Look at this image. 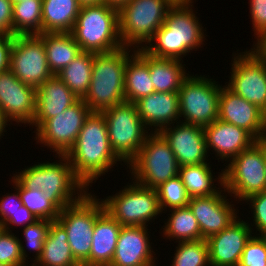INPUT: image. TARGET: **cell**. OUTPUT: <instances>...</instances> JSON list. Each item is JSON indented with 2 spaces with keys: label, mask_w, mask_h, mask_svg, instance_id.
Wrapping results in <instances>:
<instances>
[{
  "label": "cell",
  "mask_w": 266,
  "mask_h": 266,
  "mask_svg": "<svg viewBox=\"0 0 266 266\" xmlns=\"http://www.w3.org/2000/svg\"><path fill=\"white\" fill-rule=\"evenodd\" d=\"M191 7H194L192 2L174 3L169 8L164 24L149 40V46L145 45L142 49L157 58L182 60L181 57L186 53L202 47L206 36Z\"/></svg>",
  "instance_id": "obj_2"
},
{
  "label": "cell",
  "mask_w": 266,
  "mask_h": 266,
  "mask_svg": "<svg viewBox=\"0 0 266 266\" xmlns=\"http://www.w3.org/2000/svg\"><path fill=\"white\" fill-rule=\"evenodd\" d=\"M222 191L210 196L190 198L188 206L198 222L201 239L207 240L220 233L239 218L234 205L227 201V195H223Z\"/></svg>",
  "instance_id": "obj_17"
},
{
  "label": "cell",
  "mask_w": 266,
  "mask_h": 266,
  "mask_svg": "<svg viewBox=\"0 0 266 266\" xmlns=\"http://www.w3.org/2000/svg\"><path fill=\"white\" fill-rule=\"evenodd\" d=\"M128 1L129 0H104V3L119 9L123 4L127 3Z\"/></svg>",
  "instance_id": "obj_49"
},
{
  "label": "cell",
  "mask_w": 266,
  "mask_h": 266,
  "mask_svg": "<svg viewBox=\"0 0 266 266\" xmlns=\"http://www.w3.org/2000/svg\"><path fill=\"white\" fill-rule=\"evenodd\" d=\"M13 185L20 193L23 205L33 213L37 219H47L55 221L59 215L60 209L50 201L46 195L39 189L25 188L14 176H12Z\"/></svg>",
  "instance_id": "obj_35"
},
{
  "label": "cell",
  "mask_w": 266,
  "mask_h": 266,
  "mask_svg": "<svg viewBox=\"0 0 266 266\" xmlns=\"http://www.w3.org/2000/svg\"><path fill=\"white\" fill-rule=\"evenodd\" d=\"M170 217L163 228V235L170 240L195 241L201 239V231L189 206L170 209Z\"/></svg>",
  "instance_id": "obj_34"
},
{
  "label": "cell",
  "mask_w": 266,
  "mask_h": 266,
  "mask_svg": "<svg viewBox=\"0 0 266 266\" xmlns=\"http://www.w3.org/2000/svg\"><path fill=\"white\" fill-rule=\"evenodd\" d=\"M254 34L266 30V0H249Z\"/></svg>",
  "instance_id": "obj_43"
},
{
  "label": "cell",
  "mask_w": 266,
  "mask_h": 266,
  "mask_svg": "<svg viewBox=\"0 0 266 266\" xmlns=\"http://www.w3.org/2000/svg\"><path fill=\"white\" fill-rule=\"evenodd\" d=\"M174 3H178V2H194L193 0H172Z\"/></svg>",
  "instance_id": "obj_52"
},
{
  "label": "cell",
  "mask_w": 266,
  "mask_h": 266,
  "mask_svg": "<svg viewBox=\"0 0 266 266\" xmlns=\"http://www.w3.org/2000/svg\"><path fill=\"white\" fill-rule=\"evenodd\" d=\"M0 33L13 36V4L10 0H0Z\"/></svg>",
  "instance_id": "obj_44"
},
{
  "label": "cell",
  "mask_w": 266,
  "mask_h": 266,
  "mask_svg": "<svg viewBox=\"0 0 266 266\" xmlns=\"http://www.w3.org/2000/svg\"><path fill=\"white\" fill-rule=\"evenodd\" d=\"M94 53L82 51L57 76L78 97L83 99L88 92L92 76Z\"/></svg>",
  "instance_id": "obj_31"
},
{
  "label": "cell",
  "mask_w": 266,
  "mask_h": 266,
  "mask_svg": "<svg viewBox=\"0 0 266 266\" xmlns=\"http://www.w3.org/2000/svg\"><path fill=\"white\" fill-rule=\"evenodd\" d=\"M7 122H9L5 116L3 115V112L0 109V139L3 135V132H6L5 127L8 125Z\"/></svg>",
  "instance_id": "obj_48"
},
{
  "label": "cell",
  "mask_w": 266,
  "mask_h": 266,
  "mask_svg": "<svg viewBox=\"0 0 266 266\" xmlns=\"http://www.w3.org/2000/svg\"><path fill=\"white\" fill-rule=\"evenodd\" d=\"M257 42L253 43L254 48L250 49L260 60L266 63V30L257 35Z\"/></svg>",
  "instance_id": "obj_47"
},
{
  "label": "cell",
  "mask_w": 266,
  "mask_h": 266,
  "mask_svg": "<svg viewBox=\"0 0 266 266\" xmlns=\"http://www.w3.org/2000/svg\"><path fill=\"white\" fill-rule=\"evenodd\" d=\"M238 266H266V236H252L247 242Z\"/></svg>",
  "instance_id": "obj_40"
},
{
  "label": "cell",
  "mask_w": 266,
  "mask_h": 266,
  "mask_svg": "<svg viewBox=\"0 0 266 266\" xmlns=\"http://www.w3.org/2000/svg\"><path fill=\"white\" fill-rule=\"evenodd\" d=\"M250 224L236 219L220 233L207 239L211 266H238L243 250L251 239Z\"/></svg>",
  "instance_id": "obj_19"
},
{
  "label": "cell",
  "mask_w": 266,
  "mask_h": 266,
  "mask_svg": "<svg viewBox=\"0 0 266 266\" xmlns=\"http://www.w3.org/2000/svg\"><path fill=\"white\" fill-rule=\"evenodd\" d=\"M5 231V226L0 222V236Z\"/></svg>",
  "instance_id": "obj_53"
},
{
  "label": "cell",
  "mask_w": 266,
  "mask_h": 266,
  "mask_svg": "<svg viewBox=\"0 0 266 266\" xmlns=\"http://www.w3.org/2000/svg\"><path fill=\"white\" fill-rule=\"evenodd\" d=\"M129 48L122 46L111 52L94 53L91 82L82 99L92 112H102L125 101L124 80Z\"/></svg>",
  "instance_id": "obj_4"
},
{
  "label": "cell",
  "mask_w": 266,
  "mask_h": 266,
  "mask_svg": "<svg viewBox=\"0 0 266 266\" xmlns=\"http://www.w3.org/2000/svg\"><path fill=\"white\" fill-rule=\"evenodd\" d=\"M148 135L138 155L129 163L132 180L135 182L156 189L162 183L173 178L179 173V165L176 157L159 132ZM151 135V136H150Z\"/></svg>",
  "instance_id": "obj_10"
},
{
  "label": "cell",
  "mask_w": 266,
  "mask_h": 266,
  "mask_svg": "<svg viewBox=\"0 0 266 266\" xmlns=\"http://www.w3.org/2000/svg\"><path fill=\"white\" fill-rule=\"evenodd\" d=\"M207 151L213 149L218 159L232 160L257 140L245 129L220 119L203 127ZM226 158V159H225Z\"/></svg>",
  "instance_id": "obj_21"
},
{
  "label": "cell",
  "mask_w": 266,
  "mask_h": 266,
  "mask_svg": "<svg viewBox=\"0 0 266 266\" xmlns=\"http://www.w3.org/2000/svg\"><path fill=\"white\" fill-rule=\"evenodd\" d=\"M36 220L38 219L33 215V213L23 205L3 225L5 226V231L12 232L9 228L10 226L15 224L20 227L21 225L22 227H26L27 225L33 224Z\"/></svg>",
  "instance_id": "obj_45"
},
{
  "label": "cell",
  "mask_w": 266,
  "mask_h": 266,
  "mask_svg": "<svg viewBox=\"0 0 266 266\" xmlns=\"http://www.w3.org/2000/svg\"><path fill=\"white\" fill-rule=\"evenodd\" d=\"M80 8L78 0H42V33L72 32Z\"/></svg>",
  "instance_id": "obj_29"
},
{
  "label": "cell",
  "mask_w": 266,
  "mask_h": 266,
  "mask_svg": "<svg viewBox=\"0 0 266 266\" xmlns=\"http://www.w3.org/2000/svg\"><path fill=\"white\" fill-rule=\"evenodd\" d=\"M81 6L83 5H91V4H99L104 2V0H78Z\"/></svg>",
  "instance_id": "obj_50"
},
{
  "label": "cell",
  "mask_w": 266,
  "mask_h": 266,
  "mask_svg": "<svg viewBox=\"0 0 266 266\" xmlns=\"http://www.w3.org/2000/svg\"><path fill=\"white\" fill-rule=\"evenodd\" d=\"M11 2H12V4H16V3H18V2H22V1H24V0H10Z\"/></svg>",
  "instance_id": "obj_55"
},
{
  "label": "cell",
  "mask_w": 266,
  "mask_h": 266,
  "mask_svg": "<svg viewBox=\"0 0 266 266\" xmlns=\"http://www.w3.org/2000/svg\"><path fill=\"white\" fill-rule=\"evenodd\" d=\"M265 161L266 141H256L230 161L219 174L218 182L239 201L261 193L266 190Z\"/></svg>",
  "instance_id": "obj_6"
},
{
  "label": "cell",
  "mask_w": 266,
  "mask_h": 266,
  "mask_svg": "<svg viewBox=\"0 0 266 266\" xmlns=\"http://www.w3.org/2000/svg\"><path fill=\"white\" fill-rule=\"evenodd\" d=\"M211 167L209 164H195L180 166L179 173L182 183L190 197L210 196L216 194L221 188L214 186ZM217 188V189H216Z\"/></svg>",
  "instance_id": "obj_33"
},
{
  "label": "cell",
  "mask_w": 266,
  "mask_h": 266,
  "mask_svg": "<svg viewBox=\"0 0 266 266\" xmlns=\"http://www.w3.org/2000/svg\"><path fill=\"white\" fill-rule=\"evenodd\" d=\"M218 119L245 129L257 141L264 140V112L226 86L219 95Z\"/></svg>",
  "instance_id": "obj_20"
},
{
  "label": "cell",
  "mask_w": 266,
  "mask_h": 266,
  "mask_svg": "<svg viewBox=\"0 0 266 266\" xmlns=\"http://www.w3.org/2000/svg\"><path fill=\"white\" fill-rule=\"evenodd\" d=\"M32 266H81L72 255L65 229L56 220L51 222L42 254Z\"/></svg>",
  "instance_id": "obj_28"
},
{
  "label": "cell",
  "mask_w": 266,
  "mask_h": 266,
  "mask_svg": "<svg viewBox=\"0 0 266 266\" xmlns=\"http://www.w3.org/2000/svg\"><path fill=\"white\" fill-rule=\"evenodd\" d=\"M171 266H210L207 240L178 242Z\"/></svg>",
  "instance_id": "obj_36"
},
{
  "label": "cell",
  "mask_w": 266,
  "mask_h": 266,
  "mask_svg": "<svg viewBox=\"0 0 266 266\" xmlns=\"http://www.w3.org/2000/svg\"><path fill=\"white\" fill-rule=\"evenodd\" d=\"M96 197L87 192L78 202L61 209L56 219L65 229L72 255L81 266H90L93 229L105 211L103 202Z\"/></svg>",
  "instance_id": "obj_7"
},
{
  "label": "cell",
  "mask_w": 266,
  "mask_h": 266,
  "mask_svg": "<svg viewBox=\"0 0 266 266\" xmlns=\"http://www.w3.org/2000/svg\"><path fill=\"white\" fill-rule=\"evenodd\" d=\"M156 192L161 212L167 211L165 210L167 207L170 209L186 207L191 198L179 175L162 183L156 188Z\"/></svg>",
  "instance_id": "obj_37"
},
{
  "label": "cell",
  "mask_w": 266,
  "mask_h": 266,
  "mask_svg": "<svg viewBox=\"0 0 266 266\" xmlns=\"http://www.w3.org/2000/svg\"><path fill=\"white\" fill-rule=\"evenodd\" d=\"M0 109L9 122L30 126L36 114V88L21 82L10 69L1 72Z\"/></svg>",
  "instance_id": "obj_16"
},
{
  "label": "cell",
  "mask_w": 266,
  "mask_h": 266,
  "mask_svg": "<svg viewBox=\"0 0 266 266\" xmlns=\"http://www.w3.org/2000/svg\"><path fill=\"white\" fill-rule=\"evenodd\" d=\"M122 226L104 211L95 222L90 251V266H109L115 254Z\"/></svg>",
  "instance_id": "obj_25"
},
{
  "label": "cell",
  "mask_w": 266,
  "mask_h": 266,
  "mask_svg": "<svg viewBox=\"0 0 266 266\" xmlns=\"http://www.w3.org/2000/svg\"><path fill=\"white\" fill-rule=\"evenodd\" d=\"M159 133L171 147L179 167L207 162L208 151L203 127L183 122L180 124L178 121L174 128L169 125Z\"/></svg>",
  "instance_id": "obj_18"
},
{
  "label": "cell",
  "mask_w": 266,
  "mask_h": 266,
  "mask_svg": "<svg viewBox=\"0 0 266 266\" xmlns=\"http://www.w3.org/2000/svg\"><path fill=\"white\" fill-rule=\"evenodd\" d=\"M102 113L113 152L121 161L129 164L138 155L150 128L147 129L143 123L135 103L124 101Z\"/></svg>",
  "instance_id": "obj_9"
},
{
  "label": "cell",
  "mask_w": 266,
  "mask_h": 266,
  "mask_svg": "<svg viewBox=\"0 0 266 266\" xmlns=\"http://www.w3.org/2000/svg\"><path fill=\"white\" fill-rule=\"evenodd\" d=\"M173 4L172 0H129L123 4L118 9L119 35L123 46L139 49L144 46L142 43L148 44L164 24Z\"/></svg>",
  "instance_id": "obj_8"
},
{
  "label": "cell",
  "mask_w": 266,
  "mask_h": 266,
  "mask_svg": "<svg viewBox=\"0 0 266 266\" xmlns=\"http://www.w3.org/2000/svg\"><path fill=\"white\" fill-rule=\"evenodd\" d=\"M9 69L21 82L34 88L53 76L44 43L37 35L13 37Z\"/></svg>",
  "instance_id": "obj_13"
},
{
  "label": "cell",
  "mask_w": 266,
  "mask_h": 266,
  "mask_svg": "<svg viewBox=\"0 0 266 266\" xmlns=\"http://www.w3.org/2000/svg\"><path fill=\"white\" fill-rule=\"evenodd\" d=\"M13 36L0 33V73L9 70Z\"/></svg>",
  "instance_id": "obj_46"
},
{
  "label": "cell",
  "mask_w": 266,
  "mask_h": 266,
  "mask_svg": "<svg viewBox=\"0 0 266 266\" xmlns=\"http://www.w3.org/2000/svg\"><path fill=\"white\" fill-rule=\"evenodd\" d=\"M75 175L88 188L121 160L113 152L102 112H91L85 119L74 145L65 154Z\"/></svg>",
  "instance_id": "obj_1"
},
{
  "label": "cell",
  "mask_w": 266,
  "mask_h": 266,
  "mask_svg": "<svg viewBox=\"0 0 266 266\" xmlns=\"http://www.w3.org/2000/svg\"><path fill=\"white\" fill-rule=\"evenodd\" d=\"M141 266H155V263L154 262H150V263H146V264L141 265Z\"/></svg>",
  "instance_id": "obj_54"
},
{
  "label": "cell",
  "mask_w": 266,
  "mask_h": 266,
  "mask_svg": "<svg viewBox=\"0 0 266 266\" xmlns=\"http://www.w3.org/2000/svg\"><path fill=\"white\" fill-rule=\"evenodd\" d=\"M244 201L250 202L252 207L253 222L260 234L266 236V190L249 196Z\"/></svg>",
  "instance_id": "obj_41"
},
{
  "label": "cell",
  "mask_w": 266,
  "mask_h": 266,
  "mask_svg": "<svg viewBox=\"0 0 266 266\" xmlns=\"http://www.w3.org/2000/svg\"><path fill=\"white\" fill-rule=\"evenodd\" d=\"M138 114L147 128L159 132L180 118L178 92H153L135 102ZM149 126V127H148Z\"/></svg>",
  "instance_id": "obj_24"
},
{
  "label": "cell",
  "mask_w": 266,
  "mask_h": 266,
  "mask_svg": "<svg viewBox=\"0 0 266 266\" xmlns=\"http://www.w3.org/2000/svg\"><path fill=\"white\" fill-rule=\"evenodd\" d=\"M16 189V193L12 195L7 194L0 198V222L4 224L12 215H14L20 207L23 206L19 190Z\"/></svg>",
  "instance_id": "obj_42"
},
{
  "label": "cell",
  "mask_w": 266,
  "mask_h": 266,
  "mask_svg": "<svg viewBox=\"0 0 266 266\" xmlns=\"http://www.w3.org/2000/svg\"><path fill=\"white\" fill-rule=\"evenodd\" d=\"M92 111L79 99L64 112L48 119L37 131L36 140L52 152L65 155L74 145L85 119ZM40 140V141H39Z\"/></svg>",
  "instance_id": "obj_15"
},
{
  "label": "cell",
  "mask_w": 266,
  "mask_h": 266,
  "mask_svg": "<svg viewBox=\"0 0 266 266\" xmlns=\"http://www.w3.org/2000/svg\"><path fill=\"white\" fill-rule=\"evenodd\" d=\"M78 100L66 84L53 75L36 88V114L31 126H35L37 131L48 119L64 112Z\"/></svg>",
  "instance_id": "obj_23"
},
{
  "label": "cell",
  "mask_w": 266,
  "mask_h": 266,
  "mask_svg": "<svg viewBox=\"0 0 266 266\" xmlns=\"http://www.w3.org/2000/svg\"><path fill=\"white\" fill-rule=\"evenodd\" d=\"M0 266H9V265H6V264H3V263H0Z\"/></svg>",
  "instance_id": "obj_56"
},
{
  "label": "cell",
  "mask_w": 266,
  "mask_h": 266,
  "mask_svg": "<svg viewBox=\"0 0 266 266\" xmlns=\"http://www.w3.org/2000/svg\"><path fill=\"white\" fill-rule=\"evenodd\" d=\"M58 158L59 163H38L16 172L14 177L25 188L42 191L61 210L78 202L89 189L75 175L69 159L65 155Z\"/></svg>",
  "instance_id": "obj_3"
},
{
  "label": "cell",
  "mask_w": 266,
  "mask_h": 266,
  "mask_svg": "<svg viewBox=\"0 0 266 266\" xmlns=\"http://www.w3.org/2000/svg\"><path fill=\"white\" fill-rule=\"evenodd\" d=\"M26 249L14 233L4 231L0 236V263L9 266H26Z\"/></svg>",
  "instance_id": "obj_38"
},
{
  "label": "cell",
  "mask_w": 266,
  "mask_h": 266,
  "mask_svg": "<svg viewBox=\"0 0 266 266\" xmlns=\"http://www.w3.org/2000/svg\"><path fill=\"white\" fill-rule=\"evenodd\" d=\"M204 76L188 75L178 90L183 123L205 127L218 119L221 86Z\"/></svg>",
  "instance_id": "obj_12"
},
{
  "label": "cell",
  "mask_w": 266,
  "mask_h": 266,
  "mask_svg": "<svg viewBox=\"0 0 266 266\" xmlns=\"http://www.w3.org/2000/svg\"><path fill=\"white\" fill-rule=\"evenodd\" d=\"M133 52L127 59L124 80L125 101L131 103L155 92L147 65V53L142 48L133 49Z\"/></svg>",
  "instance_id": "obj_26"
},
{
  "label": "cell",
  "mask_w": 266,
  "mask_h": 266,
  "mask_svg": "<svg viewBox=\"0 0 266 266\" xmlns=\"http://www.w3.org/2000/svg\"><path fill=\"white\" fill-rule=\"evenodd\" d=\"M42 33V0L13 4V37Z\"/></svg>",
  "instance_id": "obj_32"
},
{
  "label": "cell",
  "mask_w": 266,
  "mask_h": 266,
  "mask_svg": "<svg viewBox=\"0 0 266 266\" xmlns=\"http://www.w3.org/2000/svg\"><path fill=\"white\" fill-rule=\"evenodd\" d=\"M37 36L44 43L53 75H57L82 52L71 32L41 33Z\"/></svg>",
  "instance_id": "obj_27"
},
{
  "label": "cell",
  "mask_w": 266,
  "mask_h": 266,
  "mask_svg": "<svg viewBox=\"0 0 266 266\" xmlns=\"http://www.w3.org/2000/svg\"><path fill=\"white\" fill-rule=\"evenodd\" d=\"M234 56L226 87L265 112L266 63L250 50Z\"/></svg>",
  "instance_id": "obj_14"
},
{
  "label": "cell",
  "mask_w": 266,
  "mask_h": 266,
  "mask_svg": "<svg viewBox=\"0 0 266 266\" xmlns=\"http://www.w3.org/2000/svg\"><path fill=\"white\" fill-rule=\"evenodd\" d=\"M147 226H122L109 266H141L155 262Z\"/></svg>",
  "instance_id": "obj_22"
},
{
  "label": "cell",
  "mask_w": 266,
  "mask_h": 266,
  "mask_svg": "<svg viewBox=\"0 0 266 266\" xmlns=\"http://www.w3.org/2000/svg\"><path fill=\"white\" fill-rule=\"evenodd\" d=\"M181 60L157 58L147 54V65L155 92H178L186 73Z\"/></svg>",
  "instance_id": "obj_30"
},
{
  "label": "cell",
  "mask_w": 266,
  "mask_h": 266,
  "mask_svg": "<svg viewBox=\"0 0 266 266\" xmlns=\"http://www.w3.org/2000/svg\"><path fill=\"white\" fill-rule=\"evenodd\" d=\"M51 222L52 221L47 219H38L33 224L23 228L24 241L27 243L26 246H28L33 253L36 252L34 263H32L31 266L37 262L42 254L44 241Z\"/></svg>",
  "instance_id": "obj_39"
},
{
  "label": "cell",
  "mask_w": 266,
  "mask_h": 266,
  "mask_svg": "<svg viewBox=\"0 0 266 266\" xmlns=\"http://www.w3.org/2000/svg\"><path fill=\"white\" fill-rule=\"evenodd\" d=\"M264 141H266V111L264 112Z\"/></svg>",
  "instance_id": "obj_51"
},
{
  "label": "cell",
  "mask_w": 266,
  "mask_h": 266,
  "mask_svg": "<svg viewBox=\"0 0 266 266\" xmlns=\"http://www.w3.org/2000/svg\"><path fill=\"white\" fill-rule=\"evenodd\" d=\"M71 33L81 51L106 53L123 46L119 10L104 2L81 6Z\"/></svg>",
  "instance_id": "obj_5"
},
{
  "label": "cell",
  "mask_w": 266,
  "mask_h": 266,
  "mask_svg": "<svg viewBox=\"0 0 266 266\" xmlns=\"http://www.w3.org/2000/svg\"><path fill=\"white\" fill-rule=\"evenodd\" d=\"M103 202L107 211L121 226H148L161 212L156 189L133 181ZM155 217V218H154Z\"/></svg>",
  "instance_id": "obj_11"
}]
</instances>
